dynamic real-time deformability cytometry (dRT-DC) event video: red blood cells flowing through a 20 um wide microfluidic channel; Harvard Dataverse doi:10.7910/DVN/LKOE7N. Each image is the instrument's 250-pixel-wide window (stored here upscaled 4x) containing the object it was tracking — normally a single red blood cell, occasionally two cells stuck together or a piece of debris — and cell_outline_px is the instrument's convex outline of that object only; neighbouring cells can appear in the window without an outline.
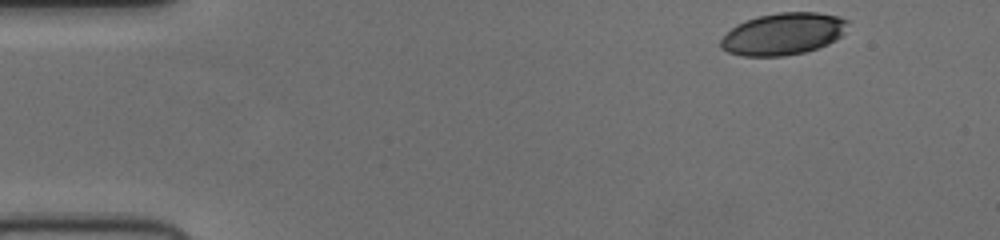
{"species": "human", "species_latin": "Homo sapiens", "temperature_condition": "cold", "stored_images_in_passage": 48, "camera_frame_rate_fps": 3000, "um_per_image_px": 0.085, "donor": {"sex": "female"}, "frame": {"image": 1, "passage_image": 1, "time_ms": 0.0, "image_size_px": [1000, 240], "cell_outline_px": [[852, 20], [844, 32], [836, 40], [828, 44], [804, 52], [784, 56], [744, 56], [728, 52], [720, 48], [720, 40], [736, 24], [744, 20], [760, 16], [780, 12], [816, 12], [840, 16]], "centroid_in_image_um": [66.6, 2.87], "position_along_channel_um": 18.4, "area_um2": 31.27}}
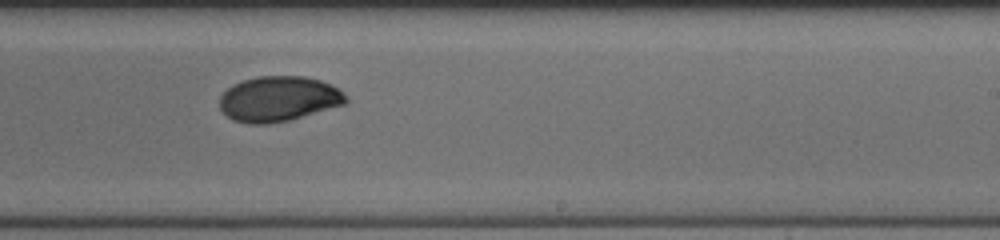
{"frame": {"image": 2, "passage_image": 28, "time_ms": 9.0, "image_size_px": [1000, 240], "cell_outline_px": [[348, 100], [344, 104], [288, 120], [264, 124], [252, 124], [232, 120], [220, 108], [220, 96], [232, 84], [244, 80], [260, 76], [304, 76], [320, 80], [340, 88], [344, 92]], "centroid_in_image_um": [23.68, 8.39], "position_along_channel_um": 265.3, "area_um2": 33.06}}
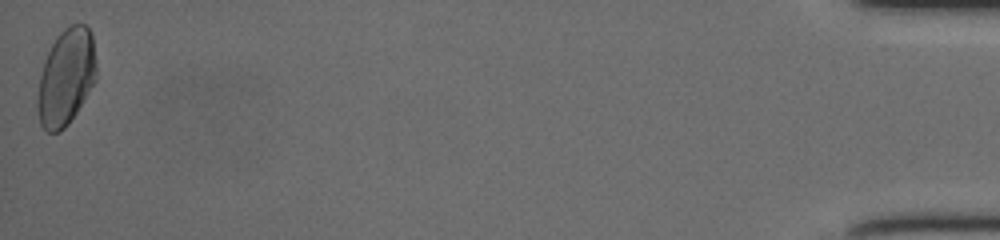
{"frame": {"image": 3, "passage_image": 48, "time_ms": 15.667, "image_size_px": [1000, 240], "cell_outline_px": [[96, 80], [76, 112], [68, 124], [64, 128], [56, 132], [48, 132], [40, 124], [36, 100], [40, 76], [44, 60], [52, 44], [60, 32], [64, 28], [72, 24], [84, 24], [92, 32], [96, 64]], "centroid_in_image_um": [5.61, 6.54], "position_along_channel_um": 429.6, "area_um2": 32.95}}